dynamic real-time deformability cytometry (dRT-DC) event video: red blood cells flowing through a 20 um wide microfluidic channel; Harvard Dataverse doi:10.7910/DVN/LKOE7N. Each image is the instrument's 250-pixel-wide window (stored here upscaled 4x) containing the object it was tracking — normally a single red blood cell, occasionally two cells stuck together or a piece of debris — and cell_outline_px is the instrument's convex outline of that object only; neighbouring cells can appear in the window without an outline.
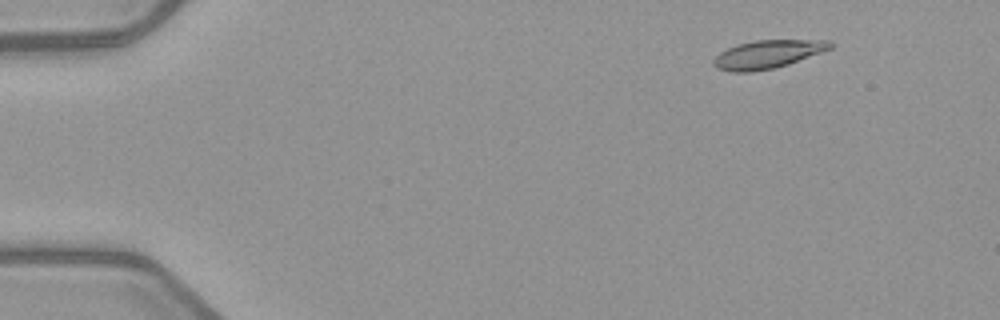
{"species": "common noctule bat (a hibernating species)", "species_latin": "Nyctalus noctula", "temperature_condition": "warm", "stored_images_in_passage": 4, "camera_frame_rate_fps": 3000, "um_per_image_px": 0.085, "animal": {"sex": "female", "body_mass_g": 21.9}, "frame": {"image": 1, "passage_image": 1, "time_ms": 0.0, "image_size_px": [1000, 320], "cell_outline_px": [[832, 48], [788, 64], [776, 68], [752, 72], [732, 72], [716, 68], [712, 64], [712, 60], [720, 52], [736, 44], [756, 40], [832, 40]], "centroid_in_image_um": [65.21, 4.62], "position_along_channel_um": 19.8, "area_um2": 19.25}}
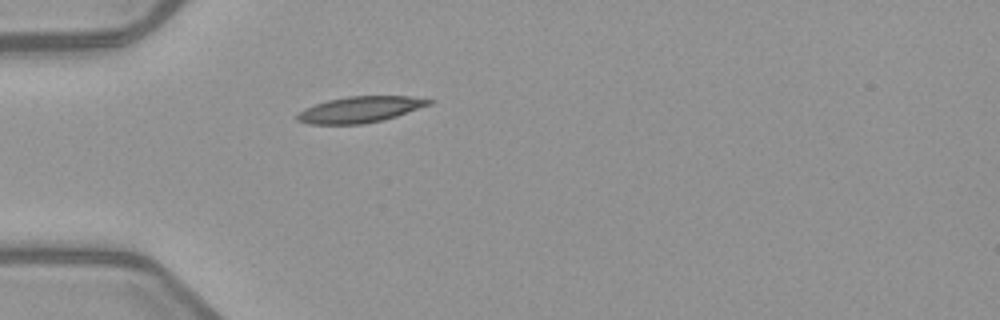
{"frame": {"image": 2, "passage_image": 4, "time_ms": 3.333, "image_size_px": [1000, 320], "cell_outline_px": [[436, 100], [432, 104], [384, 120], [360, 124], [308, 124], [296, 120], [296, 116], [304, 108], [328, 100], [348, 96], [408, 96]], "centroid_in_image_um": [30.62, 9.31], "position_along_channel_um": 54.4, "area_um2": 20.0}}